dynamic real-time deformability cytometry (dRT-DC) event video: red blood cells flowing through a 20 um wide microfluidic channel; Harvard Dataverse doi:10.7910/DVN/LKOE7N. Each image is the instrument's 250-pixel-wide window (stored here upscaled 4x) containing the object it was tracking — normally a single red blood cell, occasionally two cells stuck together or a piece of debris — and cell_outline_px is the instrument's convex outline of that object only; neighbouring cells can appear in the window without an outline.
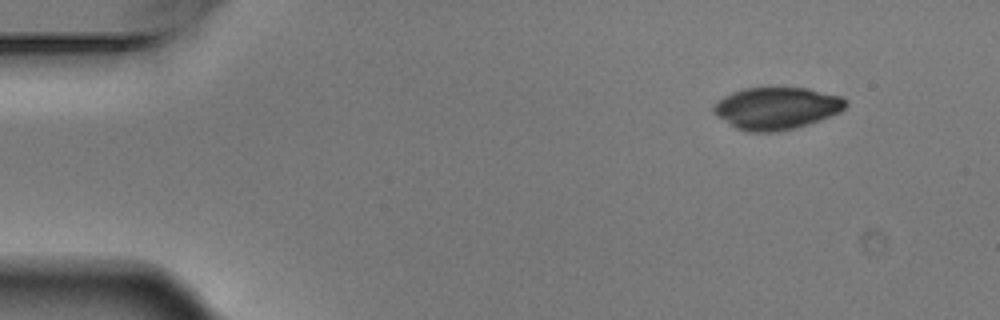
{"species": "Egyptian fruit bat (a non-hibernating species)", "species_latin": "Rousettus aegyptiacus", "temperature_condition": "warm", "stored_images_in_passage": 3, "camera_frame_rate_fps": 3000, "um_per_image_px": 0.085, "animal": {"sex": "male"}, "frame": {"image": 1, "passage_image": 1, "time_ms": 0.0, "image_size_px": [1000, 320], "cell_outline_px": [[848, 104], [840, 112], [820, 120], [808, 124], [792, 128], [768, 132], [748, 132], [736, 128], [716, 116], [712, 112], [712, 108], [724, 96], [732, 92], [744, 88], [808, 88], [840, 96], [848, 100]], "centroid_in_image_um": [66.01, 9.19], "position_along_channel_um": 19.0, "area_um2": 32.25}}